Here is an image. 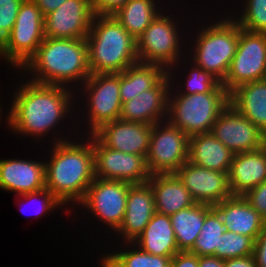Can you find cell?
<instances>
[{
    "mask_svg": "<svg viewBox=\"0 0 266 267\" xmlns=\"http://www.w3.org/2000/svg\"><path fill=\"white\" fill-rule=\"evenodd\" d=\"M228 178L233 196H243L266 180V145L254 151L234 154Z\"/></svg>",
    "mask_w": 266,
    "mask_h": 267,
    "instance_id": "obj_21",
    "label": "cell"
},
{
    "mask_svg": "<svg viewBox=\"0 0 266 267\" xmlns=\"http://www.w3.org/2000/svg\"><path fill=\"white\" fill-rule=\"evenodd\" d=\"M224 267H257L254 256L236 257L224 260Z\"/></svg>",
    "mask_w": 266,
    "mask_h": 267,
    "instance_id": "obj_42",
    "label": "cell"
},
{
    "mask_svg": "<svg viewBox=\"0 0 266 267\" xmlns=\"http://www.w3.org/2000/svg\"><path fill=\"white\" fill-rule=\"evenodd\" d=\"M171 82L168 73L151 89L123 102L120 119L154 125L167 120Z\"/></svg>",
    "mask_w": 266,
    "mask_h": 267,
    "instance_id": "obj_18",
    "label": "cell"
},
{
    "mask_svg": "<svg viewBox=\"0 0 266 267\" xmlns=\"http://www.w3.org/2000/svg\"><path fill=\"white\" fill-rule=\"evenodd\" d=\"M189 137L168 120L152 126L147 168L152 174L175 173L188 161Z\"/></svg>",
    "mask_w": 266,
    "mask_h": 267,
    "instance_id": "obj_10",
    "label": "cell"
},
{
    "mask_svg": "<svg viewBox=\"0 0 266 267\" xmlns=\"http://www.w3.org/2000/svg\"><path fill=\"white\" fill-rule=\"evenodd\" d=\"M128 0H92L93 11L97 15H113Z\"/></svg>",
    "mask_w": 266,
    "mask_h": 267,
    "instance_id": "obj_38",
    "label": "cell"
},
{
    "mask_svg": "<svg viewBox=\"0 0 266 267\" xmlns=\"http://www.w3.org/2000/svg\"><path fill=\"white\" fill-rule=\"evenodd\" d=\"M81 86L82 89H78L79 91L76 90V92L80 93L82 91L80 95L85 98V101H81V104L84 102L85 109H81L85 110L84 116L87 113L86 117L82 118L84 120L80 121L87 122L88 128H85L86 124H84V130H87L88 135L93 134L103 124L117 120L120 117L122 107L119 94L120 73L91 74Z\"/></svg>",
    "mask_w": 266,
    "mask_h": 267,
    "instance_id": "obj_8",
    "label": "cell"
},
{
    "mask_svg": "<svg viewBox=\"0 0 266 267\" xmlns=\"http://www.w3.org/2000/svg\"><path fill=\"white\" fill-rule=\"evenodd\" d=\"M40 197V198H39ZM17 198L26 200L29 203L37 201L39 204V208L37 211L35 210V215H38L37 217H42L43 214H48L51 211L54 212V210L57 208H63L62 206L66 207L64 204H62L54 195L53 193L48 190L46 187L42 190L36 191V192H30V193H25L21 195H17ZM36 204V203H35ZM22 206V204H20ZM24 205V204H23ZM33 205V204H32ZM21 209V208H20ZM23 214L26 213V210L21 209L20 210ZM34 212V211H33Z\"/></svg>",
    "mask_w": 266,
    "mask_h": 267,
    "instance_id": "obj_35",
    "label": "cell"
},
{
    "mask_svg": "<svg viewBox=\"0 0 266 267\" xmlns=\"http://www.w3.org/2000/svg\"><path fill=\"white\" fill-rule=\"evenodd\" d=\"M225 232V227L218 212L212 208L205 216L198 238L189 252L201 256H215L219 249L220 236Z\"/></svg>",
    "mask_w": 266,
    "mask_h": 267,
    "instance_id": "obj_32",
    "label": "cell"
},
{
    "mask_svg": "<svg viewBox=\"0 0 266 267\" xmlns=\"http://www.w3.org/2000/svg\"><path fill=\"white\" fill-rule=\"evenodd\" d=\"M170 90L167 120L188 137L211 132L220 112L229 104L228 92L186 95Z\"/></svg>",
    "mask_w": 266,
    "mask_h": 267,
    "instance_id": "obj_6",
    "label": "cell"
},
{
    "mask_svg": "<svg viewBox=\"0 0 266 267\" xmlns=\"http://www.w3.org/2000/svg\"><path fill=\"white\" fill-rule=\"evenodd\" d=\"M147 182L153 190L158 213L171 216L196 203L175 173L152 174Z\"/></svg>",
    "mask_w": 266,
    "mask_h": 267,
    "instance_id": "obj_23",
    "label": "cell"
},
{
    "mask_svg": "<svg viewBox=\"0 0 266 267\" xmlns=\"http://www.w3.org/2000/svg\"><path fill=\"white\" fill-rule=\"evenodd\" d=\"M266 78V33L239 26V41L226 78L221 83L230 93L238 86Z\"/></svg>",
    "mask_w": 266,
    "mask_h": 267,
    "instance_id": "obj_11",
    "label": "cell"
},
{
    "mask_svg": "<svg viewBox=\"0 0 266 267\" xmlns=\"http://www.w3.org/2000/svg\"><path fill=\"white\" fill-rule=\"evenodd\" d=\"M211 133L234 154L266 145V135L230 103L220 112Z\"/></svg>",
    "mask_w": 266,
    "mask_h": 267,
    "instance_id": "obj_14",
    "label": "cell"
},
{
    "mask_svg": "<svg viewBox=\"0 0 266 267\" xmlns=\"http://www.w3.org/2000/svg\"><path fill=\"white\" fill-rule=\"evenodd\" d=\"M44 38V16L32 0H23L11 34L2 44V57L21 71Z\"/></svg>",
    "mask_w": 266,
    "mask_h": 267,
    "instance_id": "obj_9",
    "label": "cell"
},
{
    "mask_svg": "<svg viewBox=\"0 0 266 267\" xmlns=\"http://www.w3.org/2000/svg\"><path fill=\"white\" fill-rule=\"evenodd\" d=\"M223 18L209 25L201 24L197 33L193 34V45H189L187 59L199 66L202 70L211 73L221 83L227 76L232 59L236 54L239 41V25L232 18V15L222 16ZM196 34V35H195ZM196 36V37H195ZM195 38V39H194ZM191 46V47H190ZM191 48V49H190Z\"/></svg>",
    "mask_w": 266,
    "mask_h": 267,
    "instance_id": "obj_5",
    "label": "cell"
},
{
    "mask_svg": "<svg viewBox=\"0 0 266 267\" xmlns=\"http://www.w3.org/2000/svg\"><path fill=\"white\" fill-rule=\"evenodd\" d=\"M168 71L157 64L138 62L120 72V98L122 103L154 87Z\"/></svg>",
    "mask_w": 266,
    "mask_h": 267,
    "instance_id": "obj_27",
    "label": "cell"
},
{
    "mask_svg": "<svg viewBox=\"0 0 266 267\" xmlns=\"http://www.w3.org/2000/svg\"><path fill=\"white\" fill-rule=\"evenodd\" d=\"M0 188L21 195L45 188V162L0 159Z\"/></svg>",
    "mask_w": 266,
    "mask_h": 267,
    "instance_id": "obj_20",
    "label": "cell"
},
{
    "mask_svg": "<svg viewBox=\"0 0 266 267\" xmlns=\"http://www.w3.org/2000/svg\"><path fill=\"white\" fill-rule=\"evenodd\" d=\"M233 156L211 132L189 137L188 161L191 163L228 174Z\"/></svg>",
    "mask_w": 266,
    "mask_h": 267,
    "instance_id": "obj_24",
    "label": "cell"
},
{
    "mask_svg": "<svg viewBox=\"0 0 266 267\" xmlns=\"http://www.w3.org/2000/svg\"><path fill=\"white\" fill-rule=\"evenodd\" d=\"M131 183L125 181L94 178L87 189L84 199L77 205L87 209L94 218L115 232L121 225L126 200Z\"/></svg>",
    "mask_w": 266,
    "mask_h": 267,
    "instance_id": "obj_12",
    "label": "cell"
},
{
    "mask_svg": "<svg viewBox=\"0 0 266 267\" xmlns=\"http://www.w3.org/2000/svg\"><path fill=\"white\" fill-rule=\"evenodd\" d=\"M243 4L241 15L235 11L232 18L244 30L266 33V0H244Z\"/></svg>",
    "mask_w": 266,
    "mask_h": 267,
    "instance_id": "obj_34",
    "label": "cell"
},
{
    "mask_svg": "<svg viewBox=\"0 0 266 267\" xmlns=\"http://www.w3.org/2000/svg\"><path fill=\"white\" fill-rule=\"evenodd\" d=\"M0 58L3 59L2 57V45L0 44Z\"/></svg>",
    "mask_w": 266,
    "mask_h": 267,
    "instance_id": "obj_46",
    "label": "cell"
},
{
    "mask_svg": "<svg viewBox=\"0 0 266 267\" xmlns=\"http://www.w3.org/2000/svg\"><path fill=\"white\" fill-rule=\"evenodd\" d=\"M170 267H198V256L189 251H179L172 256Z\"/></svg>",
    "mask_w": 266,
    "mask_h": 267,
    "instance_id": "obj_40",
    "label": "cell"
},
{
    "mask_svg": "<svg viewBox=\"0 0 266 267\" xmlns=\"http://www.w3.org/2000/svg\"><path fill=\"white\" fill-rule=\"evenodd\" d=\"M21 69L31 82L77 90L91 75L87 41L45 37Z\"/></svg>",
    "mask_w": 266,
    "mask_h": 267,
    "instance_id": "obj_3",
    "label": "cell"
},
{
    "mask_svg": "<svg viewBox=\"0 0 266 267\" xmlns=\"http://www.w3.org/2000/svg\"><path fill=\"white\" fill-rule=\"evenodd\" d=\"M23 0H0V44L10 36Z\"/></svg>",
    "mask_w": 266,
    "mask_h": 267,
    "instance_id": "obj_36",
    "label": "cell"
},
{
    "mask_svg": "<svg viewBox=\"0 0 266 267\" xmlns=\"http://www.w3.org/2000/svg\"><path fill=\"white\" fill-rule=\"evenodd\" d=\"M175 174L196 203L214 206L232 197L228 174L186 161Z\"/></svg>",
    "mask_w": 266,
    "mask_h": 267,
    "instance_id": "obj_16",
    "label": "cell"
},
{
    "mask_svg": "<svg viewBox=\"0 0 266 267\" xmlns=\"http://www.w3.org/2000/svg\"><path fill=\"white\" fill-rule=\"evenodd\" d=\"M1 105H2V104H0V106H1ZM2 109H3V108H2V107H0V120H1V121H2V119H1V118H2V116H3V115H2V113H3V112H2Z\"/></svg>",
    "mask_w": 266,
    "mask_h": 267,
    "instance_id": "obj_45",
    "label": "cell"
},
{
    "mask_svg": "<svg viewBox=\"0 0 266 267\" xmlns=\"http://www.w3.org/2000/svg\"><path fill=\"white\" fill-rule=\"evenodd\" d=\"M100 259L107 267H115L105 256H102Z\"/></svg>",
    "mask_w": 266,
    "mask_h": 267,
    "instance_id": "obj_44",
    "label": "cell"
},
{
    "mask_svg": "<svg viewBox=\"0 0 266 267\" xmlns=\"http://www.w3.org/2000/svg\"><path fill=\"white\" fill-rule=\"evenodd\" d=\"M156 212L155 197L148 182L131 184L129 187L126 212L115 236L122 239L120 242H133L142 233L148 222Z\"/></svg>",
    "mask_w": 266,
    "mask_h": 267,
    "instance_id": "obj_19",
    "label": "cell"
},
{
    "mask_svg": "<svg viewBox=\"0 0 266 267\" xmlns=\"http://www.w3.org/2000/svg\"><path fill=\"white\" fill-rule=\"evenodd\" d=\"M39 10L41 11L42 15L45 17L47 14H50L57 10L60 5H62L67 0H32Z\"/></svg>",
    "mask_w": 266,
    "mask_h": 267,
    "instance_id": "obj_41",
    "label": "cell"
},
{
    "mask_svg": "<svg viewBox=\"0 0 266 267\" xmlns=\"http://www.w3.org/2000/svg\"><path fill=\"white\" fill-rule=\"evenodd\" d=\"M152 126L118 118L103 124L93 134L110 149L147 157Z\"/></svg>",
    "mask_w": 266,
    "mask_h": 267,
    "instance_id": "obj_17",
    "label": "cell"
},
{
    "mask_svg": "<svg viewBox=\"0 0 266 267\" xmlns=\"http://www.w3.org/2000/svg\"><path fill=\"white\" fill-rule=\"evenodd\" d=\"M212 208L207 204L195 203L169 216L179 251H189L193 247L204 225L205 216Z\"/></svg>",
    "mask_w": 266,
    "mask_h": 267,
    "instance_id": "obj_28",
    "label": "cell"
},
{
    "mask_svg": "<svg viewBox=\"0 0 266 267\" xmlns=\"http://www.w3.org/2000/svg\"><path fill=\"white\" fill-rule=\"evenodd\" d=\"M95 16L92 0H67L44 17L48 38L86 39Z\"/></svg>",
    "mask_w": 266,
    "mask_h": 267,
    "instance_id": "obj_15",
    "label": "cell"
},
{
    "mask_svg": "<svg viewBox=\"0 0 266 267\" xmlns=\"http://www.w3.org/2000/svg\"><path fill=\"white\" fill-rule=\"evenodd\" d=\"M132 243L156 256H173L179 252L170 217L158 212L154 213L143 233Z\"/></svg>",
    "mask_w": 266,
    "mask_h": 267,
    "instance_id": "obj_26",
    "label": "cell"
},
{
    "mask_svg": "<svg viewBox=\"0 0 266 267\" xmlns=\"http://www.w3.org/2000/svg\"><path fill=\"white\" fill-rule=\"evenodd\" d=\"M165 11H162L137 39V58L141 63L161 65L168 71L171 67L180 66L183 61V65H186L185 62L188 61L181 58L186 55L181 51L186 46L182 38L184 34L179 31L181 28L177 24L178 20L173 19L175 15L168 16L169 9Z\"/></svg>",
    "mask_w": 266,
    "mask_h": 267,
    "instance_id": "obj_7",
    "label": "cell"
},
{
    "mask_svg": "<svg viewBox=\"0 0 266 267\" xmlns=\"http://www.w3.org/2000/svg\"><path fill=\"white\" fill-rule=\"evenodd\" d=\"M158 3L162 4L158 0H128L112 16L137 40L151 22L164 11Z\"/></svg>",
    "mask_w": 266,
    "mask_h": 267,
    "instance_id": "obj_29",
    "label": "cell"
},
{
    "mask_svg": "<svg viewBox=\"0 0 266 267\" xmlns=\"http://www.w3.org/2000/svg\"><path fill=\"white\" fill-rule=\"evenodd\" d=\"M213 208L220 215L225 230L249 236L254 241L266 223L243 196H232L214 205Z\"/></svg>",
    "mask_w": 266,
    "mask_h": 267,
    "instance_id": "obj_22",
    "label": "cell"
},
{
    "mask_svg": "<svg viewBox=\"0 0 266 267\" xmlns=\"http://www.w3.org/2000/svg\"><path fill=\"white\" fill-rule=\"evenodd\" d=\"M123 243L125 248L103 254L115 267H170L171 265L172 256L152 255L142 251L132 242Z\"/></svg>",
    "mask_w": 266,
    "mask_h": 267,
    "instance_id": "obj_31",
    "label": "cell"
},
{
    "mask_svg": "<svg viewBox=\"0 0 266 267\" xmlns=\"http://www.w3.org/2000/svg\"><path fill=\"white\" fill-rule=\"evenodd\" d=\"M86 41L91 74L120 73L139 62L137 40L112 15L95 14Z\"/></svg>",
    "mask_w": 266,
    "mask_h": 267,
    "instance_id": "obj_4",
    "label": "cell"
},
{
    "mask_svg": "<svg viewBox=\"0 0 266 267\" xmlns=\"http://www.w3.org/2000/svg\"><path fill=\"white\" fill-rule=\"evenodd\" d=\"M229 103L266 135V78L238 86Z\"/></svg>",
    "mask_w": 266,
    "mask_h": 267,
    "instance_id": "obj_25",
    "label": "cell"
},
{
    "mask_svg": "<svg viewBox=\"0 0 266 267\" xmlns=\"http://www.w3.org/2000/svg\"><path fill=\"white\" fill-rule=\"evenodd\" d=\"M198 267H224V260L215 256L198 257Z\"/></svg>",
    "mask_w": 266,
    "mask_h": 267,
    "instance_id": "obj_43",
    "label": "cell"
},
{
    "mask_svg": "<svg viewBox=\"0 0 266 267\" xmlns=\"http://www.w3.org/2000/svg\"><path fill=\"white\" fill-rule=\"evenodd\" d=\"M254 244L255 241L249 236L225 230L220 236L219 249L215 251V257L227 260L253 255Z\"/></svg>",
    "mask_w": 266,
    "mask_h": 267,
    "instance_id": "obj_33",
    "label": "cell"
},
{
    "mask_svg": "<svg viewBox=\"0 0 266 267\" xmlns=\"http://www.w3.org/2000/svg\"><path fill=\"white\" fill-rule=\"evenodd\" d=\"M243 197L266 221V180L247 191Z\"/></svg>",
    "mask_w": 266,
    "mask_h": 267,
    "instance_id": "obj_37",
    "label": "cell"
},
{
    "mask_svg": "<svg viewBox=\"0 0 266 267\" xmlns=\"http://www.w3.org/2000/svg\"><path fill=\"white\" fill-rule=\"evenodd\" d=\"M253 256L257 267H266V223L255 240Z\"/></svg>",
    "mask_w": 266,
    "mask_h": 267,
    "instance_id": "obj_39",
    "label": "cell"
},
{
    "mask_svg": "<svg viewBox=\"0 0 266 267\" xmlns=\"http://www.w3.org/2000/svg\"><path fill=\"white\" fill-rule=\"evenodd\" d=\"M60 130L59 128L60 134L57 132L56 137L52 138L53 145L50 146L52 148L48 153L51 155L48 156L50 159L43 160L45 187L62 204L68 206L72 203V207L84 199L88 187L95 178L94 149L91 134L84 135L87 141H82L77 136L79 142L68 137L69 134L67 137H65L66 134L62 136Z\"/></svg>",
    "mask_w": 266,
    "mask_h": 267,
    "instance_id": "obj_2",
    "label": "cell"
},
{
    "mask_svg": "<svg viewBox=\"0 0 266 267\" xmlns=\"http://www.w3.org/2000/svg\"><path fill=\"white\" fill-rule=\"evenodd\" d=\"M17 88L6 114V124L16 135L31 136L36 140L47 137L49 133L55 135L57 127L63 123L61 120L73 114V105L80 101L76 90L64 86L26 80Z\"/></svg>",
    "mask_w": 266,
    "mask_h": 267,
    "instance_id": "obj_1",
    "label": "cell"
},
{
    "mask_svg": "<svg viewBox=\"0 0 266 267\" xmlns=\"http://www.w3.org/2000/svg\"><path fill=\"white\" fill-rule=\"evenodd\" d=\"M101 267H107L101 260L99 261Z\"/></svg>",
    "mask_w": 266,
    "mask_h": 267,
    "instance_id": "obj_47",
    "label": "cell"
},
{
    "mask_svg": "<svg viewBox=\"0 0 266 267\" xmlns=\"http://www.w3.org/2000/svg\"><path fill=\"white\" fill-rule=\"evenodd\" d=\"M188 61H189L188 64H189V67H191L190 68L191 70L189 69L188 73L184 72L185 75L188 74V76L183 81L184 83L181 82V84H183L184 87H181L182 85L179 84L180 81H178L177 80L178 78H176L178 76V72H177L179 71L178 68L171 67L168 70V75H169L170 82H171L170 89H174V91H177L180 94H186V95L195 94V93H208V92H227L224 86L221 84V82L217 78H215L211 73L206 72L205 70H202L199 66L195 64L193 65V62L191 64L190 60ZM175 74H177V76ZM176 82L178 83V86ZM174 86H176V88L178 87L177 88L178 90H176Z\"/></svg>",
    "mask_w": 266,
    "mask_h": 267,
    "instance_id": "obj_30",
    "label": "cell"
},
{
    "mask_svg": "<svg viewBox=\"0 0 266 267\" xmlns=\"http://www.w3.org/2000/svg\"><path fill=\"white\" fill-rule=\"evenodd\" d=\"M94 149V174L96 178L141 184L151 174L147 168L146 156L124 153L106 147L91 134Z\"/></svg>",
    "mask_w": 266,
    "mask_h": 267,
    "instance_id": "obj_13",
    "label": "cell"
}]
</instances>
